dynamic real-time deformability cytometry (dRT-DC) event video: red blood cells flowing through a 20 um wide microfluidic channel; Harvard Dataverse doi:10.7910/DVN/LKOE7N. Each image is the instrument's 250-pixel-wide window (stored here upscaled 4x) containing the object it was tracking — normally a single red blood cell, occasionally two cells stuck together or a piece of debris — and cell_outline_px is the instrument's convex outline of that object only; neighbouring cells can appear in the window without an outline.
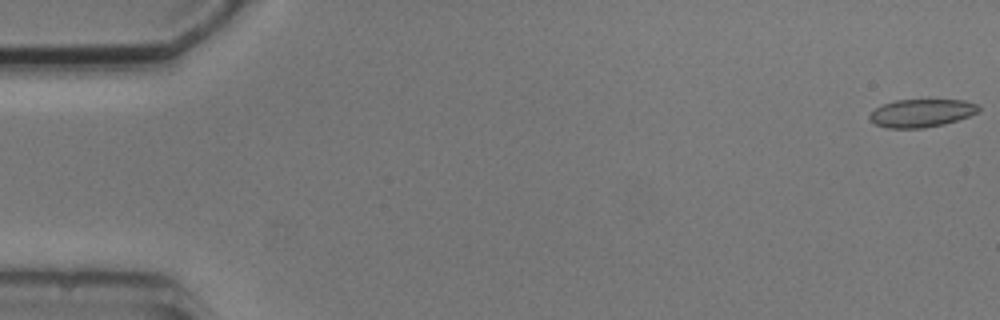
{"species": "common noctule bat (a hibernating species)", "species_latin": "Nyctalus noctula", "temperature_condition": "cold", "stored_images_in_passage": 5, "camera_frame_rate_fps": 3000, "um_per_image_px": 0.085, "animal": {"sex": "male", "body_mass_g": 20.5, "forearm_length_mm": 52.5}, "frame": {"image": 1, "passage_image": 1, "time_ms": 0.0, "image_size_px": [1000, 320], "cell_outline_px": [[980, 112], [944, 124], [924, 128], [888, 128], [876, 124], [868, 116], [876, 108], [884, 104], [896, 100], [964, 100], [976, 104], [980, 108]], "centroid_in_image_um": [78.35, 9.61], "position_along_channel_um": 6.7, "area_um2": 17.57}}
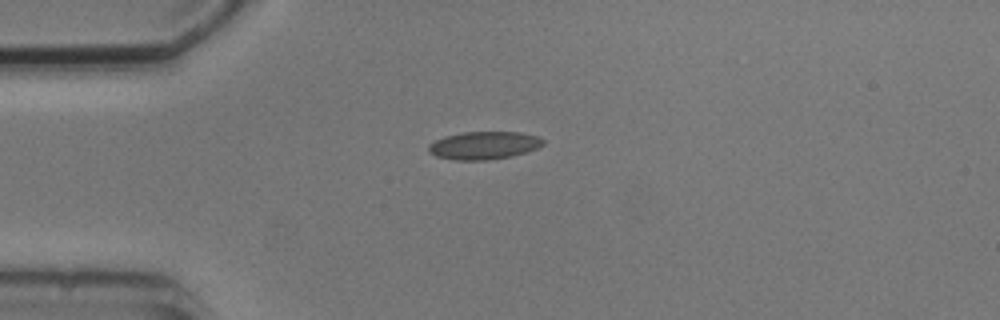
{"frame": {"image": 2, "passage_image": 3, "time_ms": 4.333, "image_size_px": [1000, 320], "cell_outline_px": [[544, 144], [536, 148], [512, 156], [488, 160], [456, 160], [436, 156], [428, 152], [428, 144], [444, 136], [464, 132], [520, 132], [536, 136], [544, 140]], "centroid_in_image_um": [41.1, 12.36], "position_along_channel_um": 43.9, "area_um2": 18.5}}